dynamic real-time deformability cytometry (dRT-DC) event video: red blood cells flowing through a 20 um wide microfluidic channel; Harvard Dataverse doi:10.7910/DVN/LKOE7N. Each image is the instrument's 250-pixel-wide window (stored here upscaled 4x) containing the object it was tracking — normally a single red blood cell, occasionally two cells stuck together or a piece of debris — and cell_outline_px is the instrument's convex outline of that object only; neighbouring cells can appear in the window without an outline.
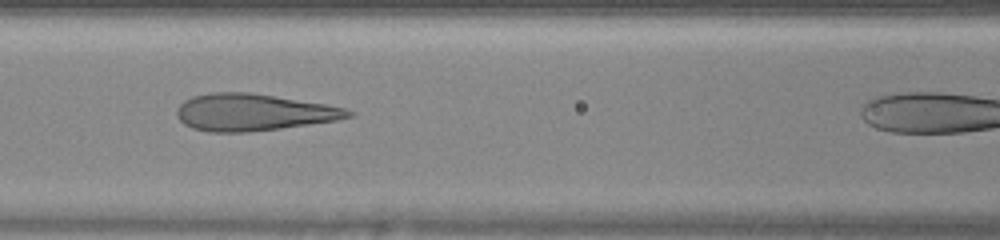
{"species": "human", "species_latin": "Homo sapiens", "temperature_condition": "warm", "stored_images_in_passage": 32, "camera_frame_rate_fps": 3000, "um_per_image_px": 0.085, "donor": {"sex": "female"}, "frame": {"image": 1, "passage_image": 14, "time_ms": 4.333, "image_size_px": [1000, 240], "cell_outline_px": [[356, 116], [336, 120], [280, 128], [248, 132], [208, 132], [192, 128], [184, 124], [176, 116], [176, 112], [180, 104], [184, 100], [192, 96], [212, 92], [252, 92], [324, 104], [344, 108], [356, 112]], "centroid_in_image_um": [21.51, 9.54], "position_along_channel_um": 145.1, "area_um2": 36.93}}